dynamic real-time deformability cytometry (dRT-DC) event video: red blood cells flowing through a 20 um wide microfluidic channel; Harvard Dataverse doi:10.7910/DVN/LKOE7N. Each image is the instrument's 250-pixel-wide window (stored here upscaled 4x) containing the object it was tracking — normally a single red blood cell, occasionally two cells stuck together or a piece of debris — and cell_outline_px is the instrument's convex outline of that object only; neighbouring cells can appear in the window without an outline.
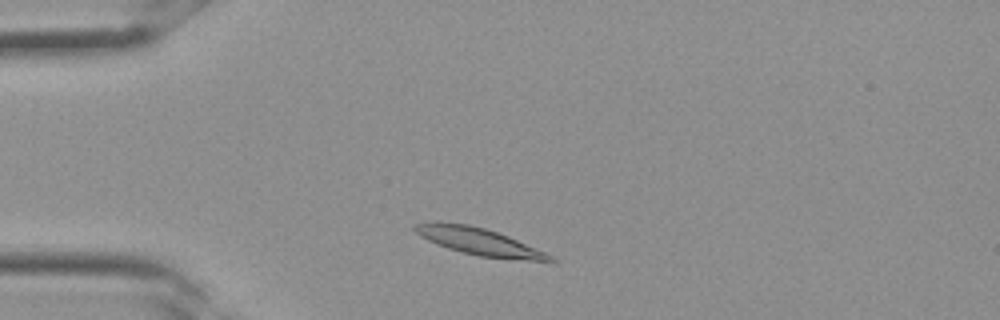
{"species": "Egyptian fruit bat (a non-hibernating species)", "species_latin": "Rousettus aegyptiacus", "temperature_condition": "room temperature", "stored_images_in_passage": 29, "camera_frame_rate_fps": 3000, "um_per_image_px": 0.085, "frame": {"image": 1, "passage_image": 3, "time_ms": 0.667, "image_size_px": [1000, 320], "cell_outline_px": [[556, 260], [552, 264], [476, 256], [448, 248], [428, 240], [420, 236], [412, 228], [412, 224], [436, 220], [468, 224], [484, 228], [508, 236], [544, 252], [552, 256]], "centroid_in_image_um": [40.75, 20.55], "position_along_channel_um": 44.2, "area_um2": 21.96}}
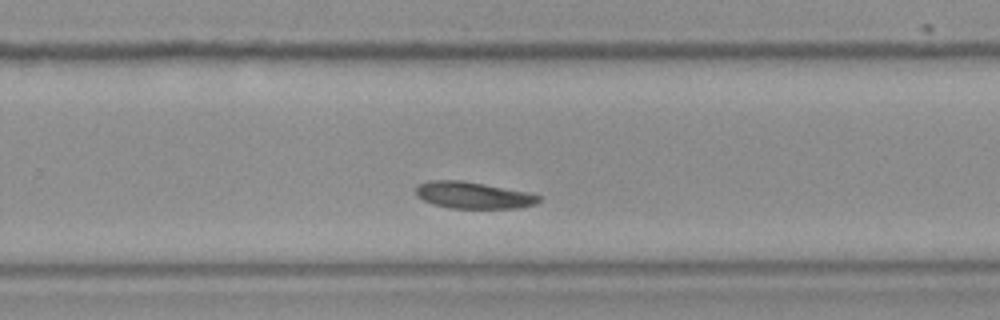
{"frame": {"image": 2, "passage_image": 17, "time_ms": 5.333, "image_size_px": [1000, 320], "cell_outline_px": [[540, 200], [536, 204], [520, 208], [452, 208], [432, 204], [416, 196], [416, 184], [428, 180], [460, 180], [484, 184], [524, 192], [540, 196]], "centroid_in_image_um": [40.16, 16.59], "position_along_channel_um": 289.6, "area_um2": 19.02}}
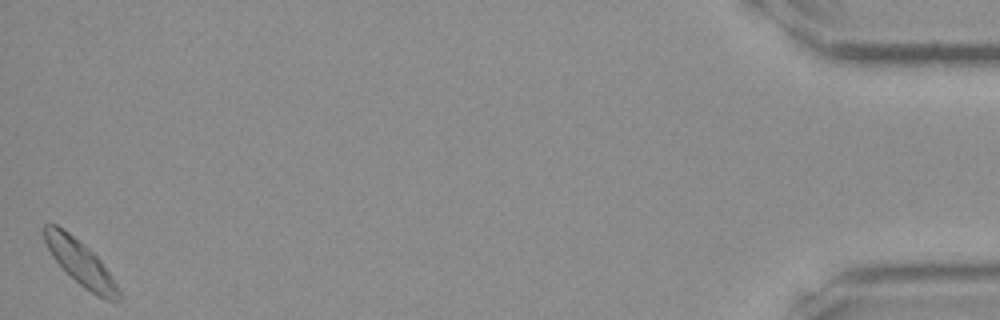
{"frame": {"image": 3, "passage_image": 29, "time_ms": 9.333, "image_size_px": [1000, 320], "cell_outline_px": [[120, 300], [108, 300], [96, 296], [84, 288], [52, 256], [44, 240], [44, 224], [56, 224], [68, 232], [84, 244], [100, 260], [112, 276], [120, 292]], "centroid_in_image_um": [6.85, 22.34], "position_along_channel_um": 428.4, "area_um2": 18.9}}